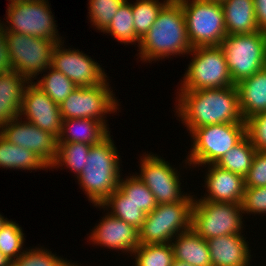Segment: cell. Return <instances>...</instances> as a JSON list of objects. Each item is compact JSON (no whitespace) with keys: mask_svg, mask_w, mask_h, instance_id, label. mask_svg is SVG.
Returning a JSON list of instances; mask_svg holds the SVG:
<instances>
[{"mask_svg":"<svg viewBox=\"0 0 266 266\" xmlns=\"http://www.w3.org/2000/svg\"><path fill=\"white\" fill-rule=\"evenodd\" d=\"M177 93L174 112L187 127L189 135L196 128L205 125L245 123L235 85L225 88L178 90Z\"/></svg>","mask_w":266,"mask_h":266,"instance_id":"obj_1","label":"cell"},{"mask_svg":"<svg viewBox=\"0 0 266 266\" xmlns=\"http://www.w3.org/2000/svg\"><path fill=\"white\" fill-rule=\"evenodd\" d=\"M192 48L181 3L178 0H170L141 39L137 55L142 62L151 63L175 55H187Z\"/></svg>","mask_w":266,"mask_h":266,"instance_id":"obj_2","label":"cell"},{"mask_svg":"<svg viewBox=\"0 0 266 266\" xmlns=\"http://www.w3.org/2000/svg\"><path fill=\"white\" fill-rule=\"evenodd\" d=\"M119 154L110 134L99 144L91 145L77 180L92 205L102 204L118 188L122 176Z\"/></svg>","mask_w":266,"mask_h":266,"instance_id":"obj_3","label":"cell"},{"mask_svg":"<svg viewBox=\"0 0 266 266\" xmlns=\"http://www.w3.org/2000/svg\"><path fill=\"white\" fill-rule=\"evenodd\" d=\"M185 164L192 168L216 164L246 136V123H223L196 128Z\"/></svg>","mask_w":266,"mask_h":266,"instance_id":"obj_4","label":"cell"},{"mask_svg":"<svg viewBox=\"0 0 266 266\" xmlns=\"http://www.w3.org/2000/svg\"><path fill=\"white\" fill-rule=\"evenodd\" d=\"M192 56L177 90L225 88L234 85L221 46L192 48Z\"/></svg>","mask_w":266,"mask_h":266,"instance_id":"obj_5","label":"cell"},{"mask_svg":"<svg viewBox=\"0 0 266 266\" xmlns=\"http://www.w3.org/2000/svg\"><path fill=\"white\" fill-rule=\"evenodd\" d=\"M221 48L234 85L266 67V33L227 35Z\"/></svg>","mask_w":266,"mask_h":266,"instance_id":"obj_6","label":"cell"},{"mask_svg":"<svg viewBox=\"0 0 266 266\" xmlns=\"http://www.w3.org/2000/svg\"><path fill=\"white\" fill-rule=\"evenodd\" d=\"M6 14L7 21L2 22L6 32L45 38L58 43L64 41L58 34V25L55 24L48 0L10 2Z\"/></svg>","mask_w":266,"mask_h":266,"instance_id":"obj_7","label":"cell"},{"mask_svg":"<svg viewBox=\"0 0 266 266\" xmlns=\"http://www.w3.org/2000/svg\"><path fill=\"white\" fill-rule=\"evenodd\" d=\"M178 1L184 12L191 46H220L227 36L222 4L204 0Z\"/></svg>","mask_w":266,"mask_h":266,"instance_id":"obj_8","label":"cell"},{"mask_svg":"<svg viewBox=\"0 0 266 266\" xmlns=\"http://www.w3.org/2000/svg\"><path fill=\"white\" fill-rule=\"evenodd\" d=\"M193 204L194 201L157 204L139 229L140 245L171 243L178 234L190 230Z\"/></svg>","mask_w":266,"mask_h":266,"instance_id":"obj_9","label":"cell"},{"mask_svg":"<svg viewBox=\"0 0 266 266\" xmlns=\"http://www.w3.org/2000/svg\"><path fill=\"white\" fill-rule=\"evenodd\" d=\"M241 204L194 200L191 228L203 239L242 234L245 228Z\"/></svg>","mask_w":266,"mask_h":266,"instance_id":"obj_10","label":"cell"},{"mask_svg":"<svg viewBox=\"0 0 266 266\" xmlns=\"http://www.w3.org/2000/svg\"><path fill=\"white\" fill-rule=\"evenodd\" d=\"M108 80L107 78L103 83L94 87L74 89L59 105L62 120L91 118L109 127L108 120H105L106 116L114 112L116 114L120 105Z\"/></svg>","mask_w":266,"mask_h":266,"instance_id":"obj_11","label":"cell"},{"mask_svg":"<svg viewBox=\"0 0 266 266\" xmlns=\"http://www.w3.org/2000/svg\"><path fill=\"white\" fill-rule=\"evenodd\" d=\"M12 70L33 82L51 66L52 53L58 42L45 38L6 32Z\"/></svg>","mask_w":266,"mask_h":266,"instance_id":"obj_12","label":"cell"},{"mask_svg":"<svg viewBox=\"0 0 266 266\" xmlns=\"http://www.w3.org/2000/svg\"><path fill=\"white\" fill-rule=\"evenodd\" d=\"M141 157V172L135 175L149 188L157 204L194 201L195 195L181 191L180 172L165 161V158L148 152Z\"/></svg>","mask_w":266,"mask_h":266,"instance_id":"obj_13","label":"cell"},{"mask_svg":"<svg viewBox=\"0 0 266 266\" xmlns=\"http://www.w3.org/2000/svg\"><path fill=\"white\" fill-rule=\"evenodd\" d=\"M63 46L65 47L64 41L55 46L51 67L62 72L77 87H94L108 78L105 69L89 55L78 49H66Z\"/></svg>","mask_w":266,"mask_h":266,"instance_id":"obj_14","label":"cell"},{"mask_svg":"<svg viewBox=\"0 0 266 266\" xmlns=\"http://www.w3.org/2000/svg\"><path fill=\"white\" fill-rule=\"evenodd\" d=\"M0 134L12 144L32 151L48 167L57 157L58 138L20 117L3 124Z\"/></svg>","mask_w":266,"mask_h":266,"instance_id":"obj_15","label":"cell"},{"mask_svg":"<svg viewBox=\"0 0 266 266\" xmlns=\"http://www.w3.org/2000/svg\"><path fill=\"white\" fill-rule=\"evenodd\" d=\"M20 118L47 131L57 138L60 136L62 118L59 105L56 104L34 81L24 90ZM23 115V116H22Z\"/></svg>","mask_w":266,"mask_h":266,"instance_id":"obj_16","label":"cell"},{"mask_svg":"<svg viewBox=\"0 0 266 266\" xmlns=\"http://www.w3.org/2000/svg\"><path fill=\"white\" fill-rule=\"evenodd\" d=\"M107 214V215H106ZM91 230L89 243L130 254L139 247V230L107 212Z\"/></svg>","mask_w":266,"mask_h":266,"instance_id":"obj_17","label":"cell"},{"mask_svg":"<svg viewBox=\"0 0 266 266\" xmlns=\"http://www.w3.org/2000/svg\"><path fill=\"white\" fill-rule=\"evenodd\" d=\"M207 166L203 185L206 188L204 196L194 200H205L213 202H231L241 204L244 191V177L219 167L216 164Z\"/></svg>","mask_w":266,"mask_h":266,"instance_id":"obj_18","label":"cell"},{"mask_svg":"<svg viewBox=\"0 0 266 266\" xmlns=\"http://www.w3.org/2000/svg\"><path fill=\"white\" fill-rule=\"evenodd\" d=\"M244 234H229L206 240L211 266H251L249 242Z\"/></svg>","mask_w":266,"mask_h":266,"instance_id":"obj_19","label":"cell"},{"mask_svg":"<svg viewBox=\"0 0 266 266\" xmlns=\"http://www.w3.org/2000/svg\"><path fill=\"white\" fill-rule=\"evenodd\" d=\"M28 83L16 70L0 74V127L20 117L23 94Z\"/></svg>","mask_w":266,"mask_h":266,"instance_id":"obj_20","label":"cell"},{"mask_svg":"<svg viewBox=\"0 0 266 266\" xmlns=\"http://www.w3.org/2000/svg\"><path fill=\"white\" fill-rule=\"evenodd\" d=\"M235 86L244 121L250 116L266 112V67Z\"/></svg>","mask_w":266,"mask_h":266,"instance_id":"obj_21","label":"cell"},{"mask_svg":"<svg viewBox=\"0 0 266 266\" xmlns=\"http://www.w3.org/2000/svg\"><path fill=\"white\" fill-rule=\"evenodd\" d=\"M227 35L260 31L254 0H227L222 4Z\"/></svg>","mask_w":266,"mask_h":266,"instance_id":"obj_22","label":"cell"},{"mask_svg":"<svg viewBox=\"0 0 266 266\" xmlns=\"http://www.w3.org/2000/svg\"><path fill=\"white\" fill-rule=\"evenodd\" d=\"M109 127L91 118L64 119L58 142H78L89 145L99 144L109 134Z\"/></svg>","mask_w":266,"mask_h":266,"instance_id":"obj_23","label":"cell"},{"mask_svg":"<svg viewBox=\"0 0 266 266\" xmlns=\"http://www.w3.org/2000/svg\"><path fill=\"white\" fill-rule=\"evenodd\" d=\"M171 246L175 260L186 262L192 266H211L207 241L192 228L174 237Z\"/></svg>","mask_w":266,"mask_h":266,"instance_id":"obj_24","label":"cell"},{"mask_svg":"<svg viewBox=\"0 0 266 266\" xmlns=\"http://www.w3.org/2000/svg\"><path fill=\"white\" fill-rule=\"evenodd\" d=\"M16 170H45L49 167L32 151L14 145L0 134V168Z\"/></svg>","mask_w":266,"mask_h":266,"instance_id":"obj_25","label":"cell"},{"mask_svg":"<svg viewBox=\"0 0 266 266\" xmlns=\"http://www.w3.org/2000/svg\"><path fill=\"white\" fill-rule=\"evenodd\" d=\"M95 207L107 210L118 219L140 229L146 214L139 209L138 205L130 201L128 197L117 188L102 204H94ZM109 208V209H108ZM110 210V211H109Z\"/></svg>","mask_w":266,"mask_h":266,"instance_id":"obj_26","label":"cell"},{"mask_svg":"<svg viewBox=\"0 0 266 266\" xmlns=\"http://www.w3.org/2000/svg\"><path fill=\"white\" fill-rule=\"evenodd\" d=\"M128 1L129 0H126L120 6L115 16L111 19L110 24L102 33L111 35L121 44H135L139 47L141 40L135 33L131 2ZM136 42L138 44H136Z\"/></svg>","mask_w":266,"mask_h":266,"instance_id":"obj_27","label":"cell"},{"mask_svg":"<svg viewBox=\"0 0 266 266\" xmlns=\"http://www.w3.org/2000/svg\"><path fill=\"white\" fill-rule=\"evenodd\" d=\"M257 150L246 135L216 163L219 167L245 177Z\"/></svg>","mask_w":266,"mask_h":266,"instance_id":"obj_28","label":"cell"},{"mask_svg":"<svg viewBox=\"0 0 266 266\" xmlns=\"http://www.w3.org/2000/svg\"><path fill=\"white\" fill-rule=\"evenodd\" d=\"M91 145L78 142H58L57 157L50 169L65 166L76 176L80 175L85 167L86 157L89 154Z\"/></svg>","mask_w":266,"mask_h":266,"instance_id":"obj_29","label":"cell"},{"mask_svg":"<svg viewBox=\"0 0 266 266\" xmlns=\"http://www.w3.org/2000/svg\"><path fill=\"white\" fill-rule=\"evenodd\" d=\"M45 72V74H44ZM43 72V77L34 83L41 88L56 104L60 105L77 86L62 72L51 66ZM47 73V74H46Z\"/></svg>","mask_w":266,"mask_h":266,"instance_id":"obj_30","label":"cell"},{"mask_svg":"<svg viewBox=\"0 0 266 266\" xmlns=\"http://www.w3.org/2000/svg\"><path fill=\"white\" fill-rule=\"evenodd\" d=\"M170 0H136L131 3L134 17V29L138 38L141 40L148 33L158 17L161 9Z\"/></svg>","mask_w":266,"mask_h":266,"instance_id":"obj_31","label":"cell"},{"mask_svg":"<svg viewBox=\"0 0 266 266\" xmlns=\"http://www.w3.org/2000/svg\"><path fill=\"white\" fill-rule=\"evenodd\" d=\"M118 188L130 201L138 205L139 209L145 214L150 213L157 207L155 196L135 174H130L126 179L121 177Z\"/></svg>","mask_w":266,"mask_h":266,"instance_id":"obj_32","label":"cell"},{"mask_svg":"<svg viewBox=\"0 0 266 266\" xmlns=\"http://www.w3.org/2000/svg\"><path fill=\"white\" fill-rule=\"evenodd\" d=\"M132 255L134 266H172L175 260L171 243L139 245Z\"/></svg>","mask_w":266,"mask_h":266,"instance_id":"obj_33","label":"cell"},{"mask_svg":"<svg viewBox=\"0 0 266 266\" xmlns=\"http://www.w3.org/2000/svg\"><path fill=\"white\" fill-rule=\"evenodd\" d=\"M25 234L18 223L6 220L0 229V251L5 258L12 262L24 251Z\"/></svg>","mask_w":266,"mask_h":266,"instance_id":"obj_34","label":"cell"},{"mask_svg":"<svg viewBox=\"0 0 266 266\" xmlns=\"http://www.w3.org/2000/svg\"><path fill=\"white\" fill-rule=\"evenodd\" d=\"M88 15L92 27L103 32L126 0H88Z\"/></svg>","mask_w":266,"mask_h":266,"instance_id":"obj_35","label":"cell"},{"mask_svg":"<svg viewBox=\"0 0 266 266\" xmlns=\"http://www.w3.org/2000/svg\"><path fill=\"white\" fill-rule=\"evenodd\" d=\"M67 259L53 254L44 247L26 248L25 251L10 266H64Z\"/></svg>","mask_w":266,"mask_h":266,"instance_id":"obj_36","label":"cell"},{"mask_svg":"<svg viewBox=\"0 0 266 266\" xmlns=\"http://www.w3.org/2000/svg\"><path fill=\"white\" fill-rule=\"evenodd\" d=\"M246 135L257 151L266 152V112H260L245 120Z\"/></svg>","mask_w":266,"mask_h":266,"instance_id":"obj_37","label":"cell"},{"mask_svg":"<svg viewBox=\"0 0 266 266\" xmlns=\"http://www.w3.org/2000/svg\"><path fill=\"white\" fill-rule=\"evenodd\" d=\"M241 206L243 214H266V186L245 187Z\"/></svg>","mask_w":266,"mask_h":266,"instance_id":"obj_38","label":"cell"},{"mask_svg":"<svg viewBox=\"0 0 266 266\" xmlns=\"http://www.w3.org/2000/svg\"><path fill=\"white\" fill-rule=\"evenodd\" d=\"M245 187L266 186V152L257 151L247 175L244 177Z\"/></svg>","mask_w":266,"mask_h":266,"instance_id":"obj_39","label":"cell"},{"mask_svg":"<svg viewBox=\"0 0 266 266\" xmlns=\"http://www.w3.org/2000/svg\"><path fill=\"white\" fill-rule=\"evenodd\" d=\"M11 70L12 65L7 48L6 30L3 28L0 20V74L10 72Z\"/></svg>","mask_w":266,"mask_h":266,"instance_id":"obj_40","label":"cell"},{"mask_svg":"<svg viewBox=\"0 0 266 266\" xmlns=\"http://www.w3.org/2000/svg\"><path fill=\"white\" fill-rule=\"evenodd\" d=\"M254 6L258 27L266 33V0H254Z\"/></svg>","mask_w":266,"mask_h":266,"instance_id":"obj_41","label":"cell"},{"mask_svg":"<svg viewBox=\"0 0 266 266\" xmlns=\"http://www.w3.org/2000/svg\"><path fill=\"white\" fill-rule=\"evenodd\" d=\"M0 266H10V262L5 258V256L0 251Z\"/></svg>","mask_w":266,"mask_h":266,"instance_id":"obj_42","label":"cell"},{"mask_svg":"<svg viewBox=\"0 0 266 266\" xmlns=\"http://www.w3.org/2000/svg\"><path fill=\"white\" fill-rule=\"evenodd\" d=\"M172 266H192L186 262L174 260Z\"/></svg>","mask_w":266,"mask_h":266,"instance_id":"obj_43","label":"cell"},{"mask_svg":"<svg viewBox=\"0 0 266 266\" xmlns=\"http://www.w3.org/2000/svg\"><path fill=\"white\" fill-rule=\"evenodd\" d=\"M64 266H81V265H79L78 263H74V262L72 263V261L66 260Z\"/></svg>","mask_w":266,"mask_h":266,"instance_id":"obj_44","label":"cell"},{"mask_svg":"<svg viewBox=\"0 0 266 266\" xmlns=\"http://www.w3.org/2000/svg\"><path fill=\"white\" fill-rule=\"evenodd\" d=\"M8 218H5L1 213H0V229L2 227V225L5 223V221L7 220Z\"/></svg>","mask_w":266,"mask_h":266,"instance_id":"obj_45","label":"cell"},{"mask_svg":"<svg viewBox=\"0 0 266 266\" xmlns=\"http://www.w3.org/2000/svg\"><path fill=\"white\" fill-rule=\"evenodd\" d=\"M204 1H210V2H215V3H218V4H223L227 0H204Z\"/></svg>","mask_w":266,"mask_h":266,"instance_id":"obj_46","label":"cell"},{"mask_svg":"<svg viewBox=\"0 0 266 266\" xmlns=\"http://www.w3.org/2000/svg\"><path fill=\"white\" fill-rule=\"evenodd\" d=\"M15 1H19V0H9V2H15Z\"/></svg>","mask_w":266,"mask_h":266,"instance_id":"obj_47","label":"cell"}]
</instances>
